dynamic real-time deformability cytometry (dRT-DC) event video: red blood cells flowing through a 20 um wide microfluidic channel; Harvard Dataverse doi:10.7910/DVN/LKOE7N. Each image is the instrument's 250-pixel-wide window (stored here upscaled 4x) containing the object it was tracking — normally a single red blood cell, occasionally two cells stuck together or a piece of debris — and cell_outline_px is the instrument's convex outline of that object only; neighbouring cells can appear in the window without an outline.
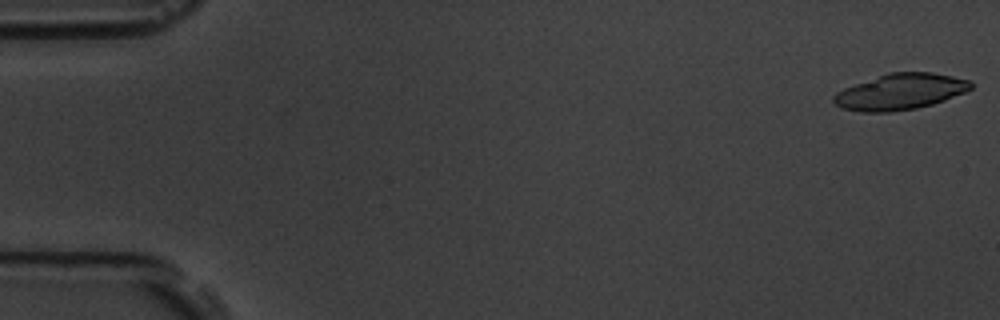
{"species": "common noctule bat (a hibernating species)", "species_latin": "Nyctalus noctula", "temperature_condition": "room temperature", "stored_images_in_passage": 5, "camera_frame_rate_fps": 3000, "um_per_image_px": 0.085, "animal": {"sex": "male", "body_mass_g": 19.5, "forearm_length_mm": 54.6}, "frame": {"image": 1, "passage_image": 1, "time_ms": 0.0, "image_size_px": [1000, 320], "cell_outline_px": [[972, 88], [968, 92], [932, 104], [916, 108], [892, 112], [860, 112], [840, 108], [832, 100], [832, 96], [836, 92], [844, 88], [888, 72], [932, 72], [972, 80]], "centroid_in_image_um": [76.54, 7.8], "position_along_channel_um": 8.5, "area_um2": 29.02}}